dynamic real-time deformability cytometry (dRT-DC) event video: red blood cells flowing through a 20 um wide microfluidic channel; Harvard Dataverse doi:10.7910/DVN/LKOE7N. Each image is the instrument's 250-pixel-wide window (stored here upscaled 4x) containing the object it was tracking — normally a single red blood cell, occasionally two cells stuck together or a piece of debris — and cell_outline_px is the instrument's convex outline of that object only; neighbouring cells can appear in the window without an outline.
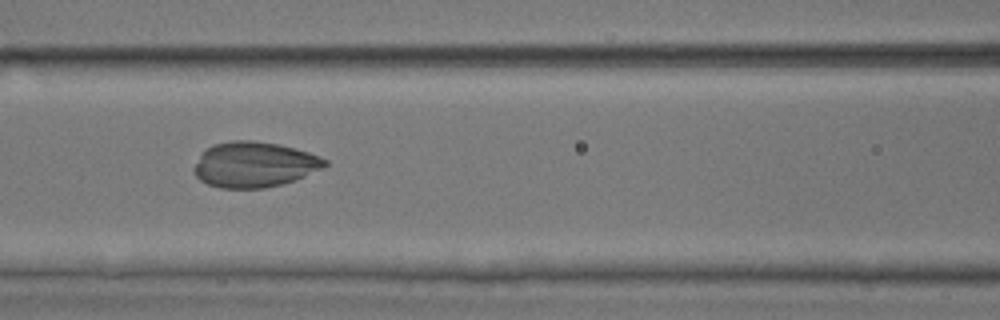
{"species": "common noctule bat (a hibernating species)", "species_latin": "Nyctalus noctula", "temperature_condition": "room temperature", "stored_images_in_passage": 52, "camera_frame_rate_fps": 3000, "um_per_image_px": 0.085, "animal": {"sex": "male", "body_mass_g": 17.9, "forearm_length_mm": 54.2}, "frame": {"image": 1, "passage_image": 23, "time_ms": 7.333, "image_size_px": [1000, 320], "cell_outline_px": [[328, 164], [324, 168], [304, 176], [280, 184], [264, 188], [220, 188], [208, 184], [200, 180], [196, 176], [192, 168], [200, 156], [212, 144], [232, 140], [252, 140], [276, 144], [308, 152], [320, 156], [328, 160]], "centroid_in_image_um": [21.6, 13.98], "position_along_channel_um": 145.0, "area_um2": 34.45}}
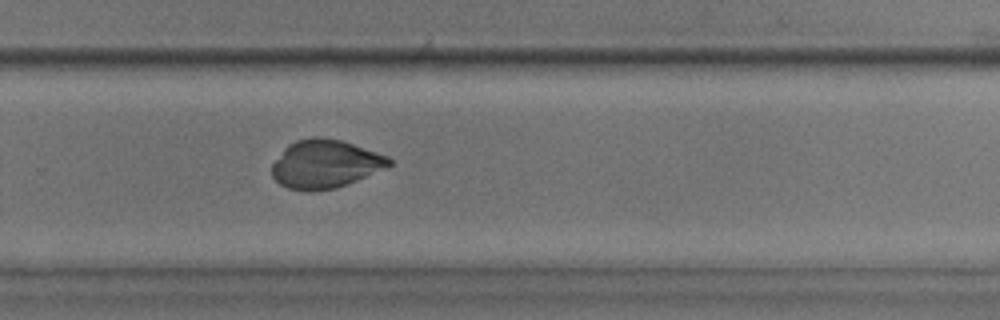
{"frame": {"image": 2, "passage_image": 35, "time_ms": 11.333, "image_size_px": [1000, 320], "cell_outline_px": [[392, 164], [388, 168], [336, 188], [308, 192], [288, 188], [280, 184], [272, 176], [272, 164], [284, 148], [288, 144], [296, 140], [316, 136], [320, 136], [340, 140], [388, 156], [392, 160]], "centroid_in_image_um": [27.64, 13.94], "position_along_channel_um": 302.2, "area_um2": 33.06}}
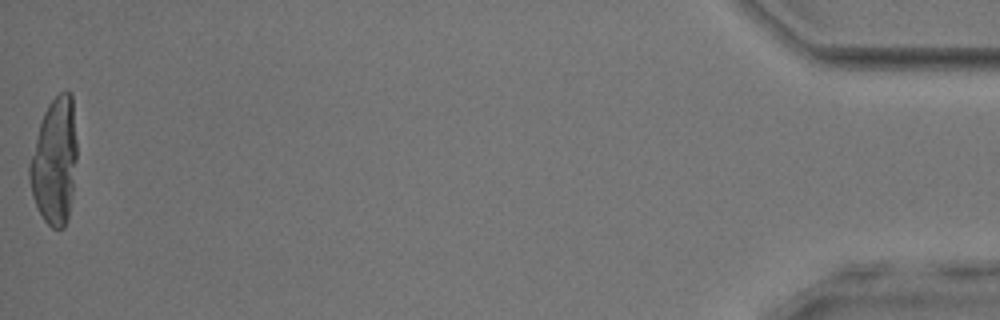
{"frame": {"image": 3, "passage_image": 52, "time_ms": 17.0, "image_size_px": [1000, 320], "cell_outline_px": [[76, 160], [72, 192], [68, 216], [64, 228], [52, 228], [44, 220], [32, 196], [28, 180], [28, 168], [40, 124], [44, 112], [48, 104], [60, 92], [72, 92], [76, 140]], "centroid_in_image_um": [4.63, 13.71], "position_along_channel_um": 430.6, "area_um2": 34.56}}